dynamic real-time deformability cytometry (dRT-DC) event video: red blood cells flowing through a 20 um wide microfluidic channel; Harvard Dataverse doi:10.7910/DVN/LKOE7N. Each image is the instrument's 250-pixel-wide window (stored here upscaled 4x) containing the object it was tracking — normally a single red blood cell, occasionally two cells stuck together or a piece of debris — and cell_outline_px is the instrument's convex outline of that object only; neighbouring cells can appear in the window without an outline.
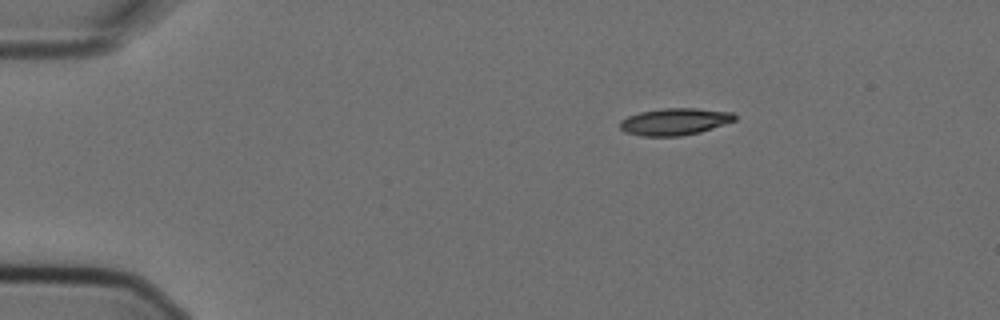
{"species": "Egyptian fruit bat (a non-hibernating species)", "species_latin": "Rousettus aegyptiacus", "temperature_condition": "cold", "stored_images_in_passage": 2, "camera_frame_rate_fps": 3000, "um_per_image_px": 0.085, "animal": {"sex": "female"}, "frame": {"image": 1, "passage_image": 1, "time_ms": 0.0, "image_size_px": [1000, 320], "cell_outline_px": [[736, 120], [700, 132], [680, 136], [644, 136], [624, 132], [620, 128], [620, 120], [628, 116], [640, 112], [664, 108], [696, 108], [732, 112], [736, 116]], "centroid_in_image_um": [57.34, 10.34], "position_along_channel_um": 27.7, "area_um2": 17.98}}